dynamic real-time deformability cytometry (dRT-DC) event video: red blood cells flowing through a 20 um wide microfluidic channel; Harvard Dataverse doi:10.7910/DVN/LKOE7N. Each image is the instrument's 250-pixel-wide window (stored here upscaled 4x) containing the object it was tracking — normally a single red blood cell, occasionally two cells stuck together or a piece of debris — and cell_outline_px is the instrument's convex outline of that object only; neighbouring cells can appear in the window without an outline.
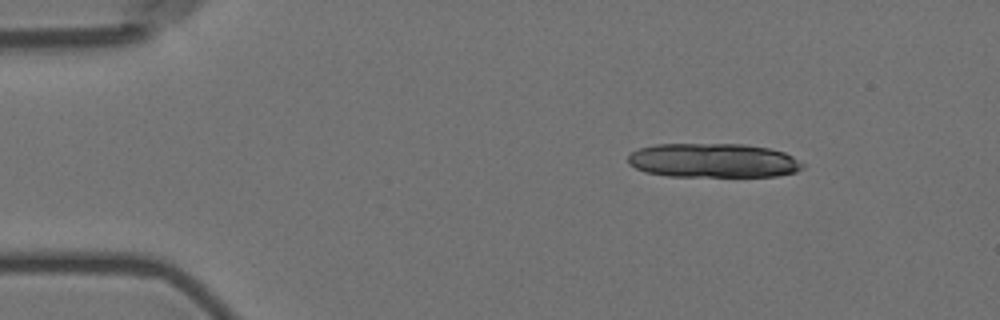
{"species": "Egyptian fruit bat (a non-hibernating species)", "species_latin": "Rousettus aegyptiacus", "temperature_condition": "room temperature", "stored_images_in_passage": 16, "camera_frame_rate_fps": 3000, "um_per_image_px": 0.085, "animal": {"sex": "female"}, "frame": {"image": 1, "passage_image": 7, "time_ms": 2.0, "image_size_px": [1000, 320], "cell_outline_px": [[804, 168], [796, 172], [776, 176], [668, 176], [644, 172], [628, 164], [628, 156], [632, 152], [640, 148], [656, 144], [744, 144], [768, 148], [784, 152], [792, 156], [804, 164]], "centroid_in_image_um": [60.62, 13.64], "position_along_channel_um": 24.4, "area_um2": 34.91}}